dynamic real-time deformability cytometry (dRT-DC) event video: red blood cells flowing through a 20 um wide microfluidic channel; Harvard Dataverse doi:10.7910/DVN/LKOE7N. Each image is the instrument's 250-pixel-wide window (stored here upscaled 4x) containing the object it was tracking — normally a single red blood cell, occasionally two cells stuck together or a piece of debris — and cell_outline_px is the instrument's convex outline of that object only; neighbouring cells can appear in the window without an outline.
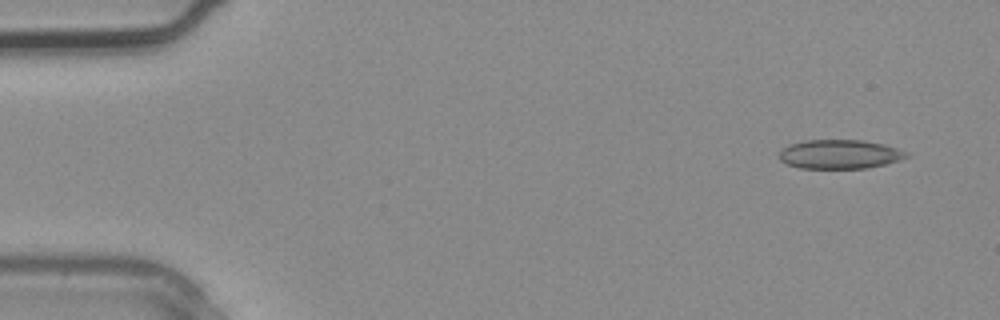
{"species": "common noctule bat (a hibernating species)", "species_latin": "Nyctalus noctula", "temperature_condition": "warm", "stored_images_in_passage": 3, "camera_frame_rate_fps": 3000, "um_per_image_px": 0.085, "animal": {"sex": "male", "body_mass_g": 20.4}, "frame": {"image": 1, "passage_image": 1, "time_ms": 0.0, "image_size_px": [1000, 320], "cell_outline_px": [[908, 156], [900, 160], [868, 168], [800, 168], [788, 164], [780, 160], [780, 152], [788, 144], [804, 140], [864, 140], [884, 144], [908, 152]], "centroid_in_image_um": [71.38, 13.1], "position_along_channel_um": 13.6, "area_um2": 21.5}}